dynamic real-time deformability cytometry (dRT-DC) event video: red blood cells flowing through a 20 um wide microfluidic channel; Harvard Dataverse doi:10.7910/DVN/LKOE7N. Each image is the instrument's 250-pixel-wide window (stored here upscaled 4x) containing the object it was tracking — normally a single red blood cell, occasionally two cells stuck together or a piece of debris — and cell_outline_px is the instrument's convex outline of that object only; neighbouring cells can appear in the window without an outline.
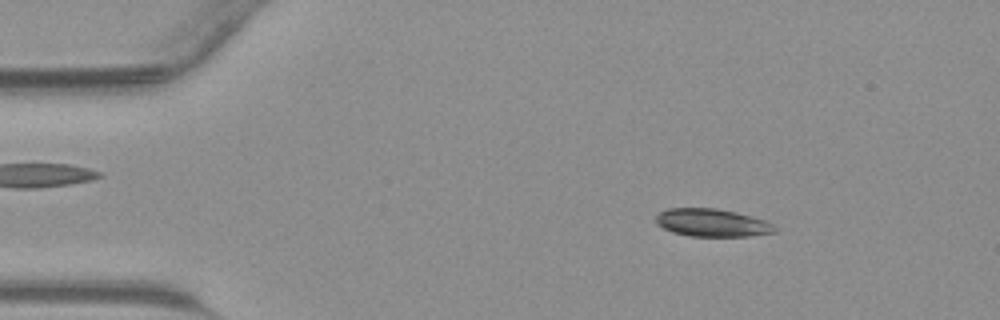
{"species": "common noctule bat (a hibernating species)", "species_latin": "Nyctalus noctula", "temperature_condition": "warm", "stored_images_in_passage": 43, "camera_frame_rate_fps": 3000, "um_per_image_px": 0.085, "animal": {"sex": "male", "body_mass_g": 23.1, "forearm_length_mm": 52.7}, "frame": {"image": 1, "passage_image": 6, "time_ms": 1.667, "image_size_px": [1000, 320], "cell_outline_px": [[776, 232], [748, 236], [688, 236], [672, 232], [656, 224], [656, 216], [660, 212], [668, 208], [716, 208], [736, 212], [752, 216], [764, 220], [772, 224], [776, 228]], "centroid_in_image_um": [60.51, 18.93], "position_along_channel_um": 24.5, "area_um2": 19.25}}
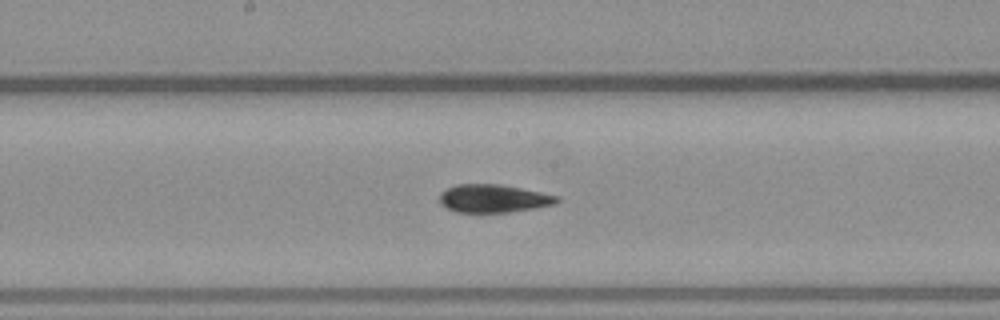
{"frame": {"image": 2, "passage_image": 22, "time_ms": 7.0, "image_size_px": [1000, 320], "cell_outline_px": [[560, 200], [556, 204], [508, 212], [456, 212], [440, 204], [440, 192], [456, 184], [500, 184], [560, 196]], "centroid_in_image_um": [41.94, 16.86], "position_along_channel_um": 206.3, "area_um2": 19.07}}
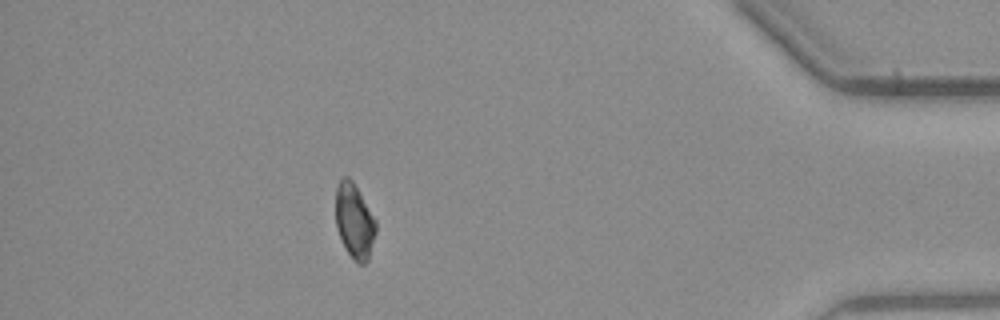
{"frame": {"image": 3, "passage_image": 38, "time_ms": 12.333, "image_size_px": [1000, 320], "cell_outline_px": [[376, 232], [368, 260], [364, 264], [360, 264], [352, 260], [344, 248], [336, 228], [336, 188], [340, 180], [344, 176], [348, 176], [352, 180], [376, 220]], "centroid_in_image_um": [30.12, 18.83], "position_along_channel_um": 405.1, "area_um2": 17.63}}